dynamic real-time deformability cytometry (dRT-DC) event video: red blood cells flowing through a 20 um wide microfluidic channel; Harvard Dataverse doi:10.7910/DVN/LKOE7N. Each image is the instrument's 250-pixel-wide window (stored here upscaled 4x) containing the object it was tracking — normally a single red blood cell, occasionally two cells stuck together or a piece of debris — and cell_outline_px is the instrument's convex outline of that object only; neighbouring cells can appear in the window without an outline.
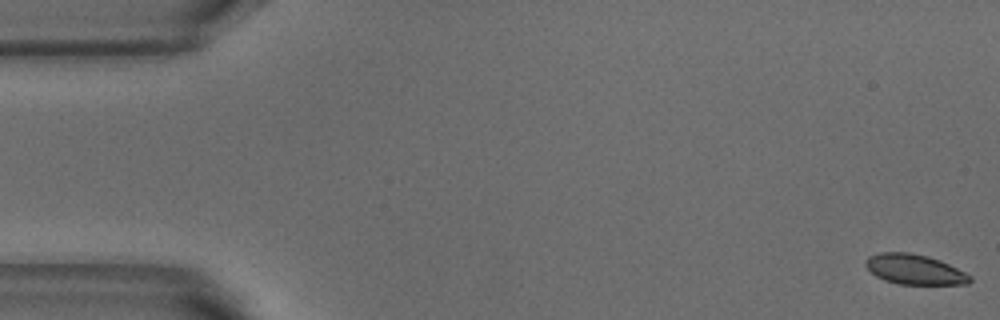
{"species": "common noctule bat (a hibernating species)", "species_latin": "Nyctalus noctula", "temperature_condition": "warm", "stored_images_in_passage": 7, "camera_frame_rate_fps": 3000, "um_per_image_px": 0.085, "animal": {"sex": "male", "body_mass_g": 18.8}, "frame": {"image": 1, "passage_image": 1, "time_ms": 0.0, "image_size_px": [1000, 320], "cell_outline_px": [[972, 280], [968, 284], [900, 284], [884, 280], [876, 276], [864, 264], [864, 260], [868, 256], [880, 252], [908, 252], [928, 256], [940, 260], [972, 276]], "centroid_in_image_um": [77.72, 22.89], "position_along_channel_um": 7.3, "area_um2": 18.26}}
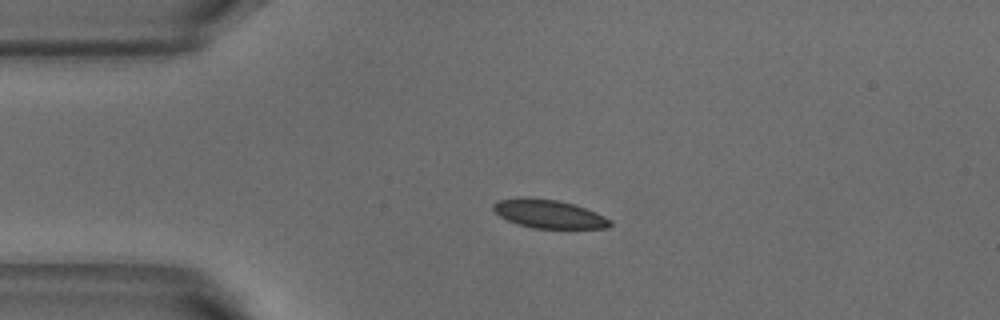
{"frame": {"image": 2, "passage_image": 4, "time_ms": 1.0, "image_size_px": [1000, 320], "cell_outline_px": [[612, 224], [608, 228], [532, 228], [516, 224], [500, 216], [492, 208], [492, 204], [500, 200], [520, 196], [528, 196], [556, 200], [572, 204], [596, 212], [612, 220]], "centroid_in_image_um": [46.63, 18.17], "position_along_channel_um": 38.4, "area_um2": 19.48}}
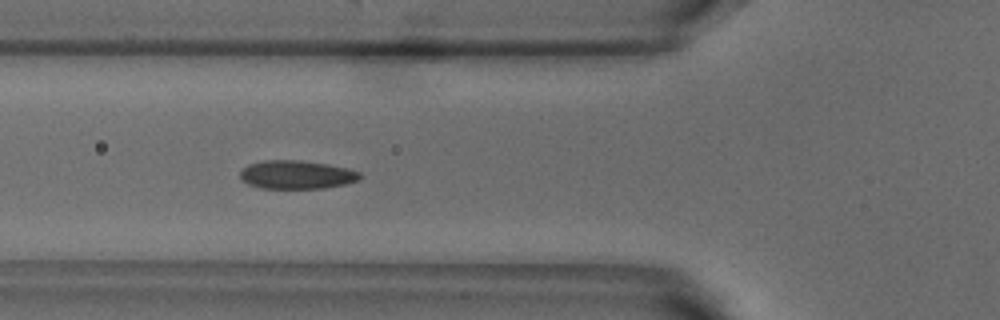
{"frame": {"image": 3, "passage_image": 6, "time_ms": 1.667, "image_size_px": [1000, 320], "cell_outline_px": [[360, 180], [344, 184], [324, 188], [260, 188], [248, 184], [240, 176], [240, 172], [248, 164], [264, 160], [300, 160], [328, 164], [348, 168], [360, 172]], "centroid_in_image_um": [25.22, 14.84], "position_along_channel_um": 100.6, "area_um2": 19.83}}